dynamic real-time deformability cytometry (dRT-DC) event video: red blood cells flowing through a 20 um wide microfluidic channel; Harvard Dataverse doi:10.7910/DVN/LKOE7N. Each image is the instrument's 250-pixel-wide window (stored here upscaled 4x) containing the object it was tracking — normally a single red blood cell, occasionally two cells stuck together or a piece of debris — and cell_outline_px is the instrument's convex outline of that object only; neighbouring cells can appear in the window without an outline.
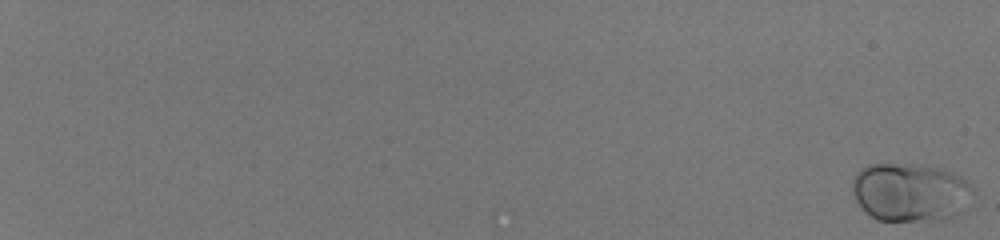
{"species": "human", "species_latin": "Homo sapiens", "temperature_condition": "room temperature", "stored_images_in_passage": 57, "camera_frame_rate_fps": 3000, "um_per_image_px": 0.085, "donor": {"sex": "male"}, "frame": {"image": 1, "passage_image": 1, "time_ms": 0.0, "image_size_px": [1000, 240], "cell_outline_px": [[976, 188], [960, 212], [956, 216], [944, 220], [876, 220], [860, 208], [852, 192], [852, 180], [856, 172], [860, 168], [868, 164], [920, 164], [940, 168], [952, 172], [960, 176]], "centroid_in_image_um": [77.35, 16.33], "position_along_channel_um": 7.6, "area_um2": 41.56}}
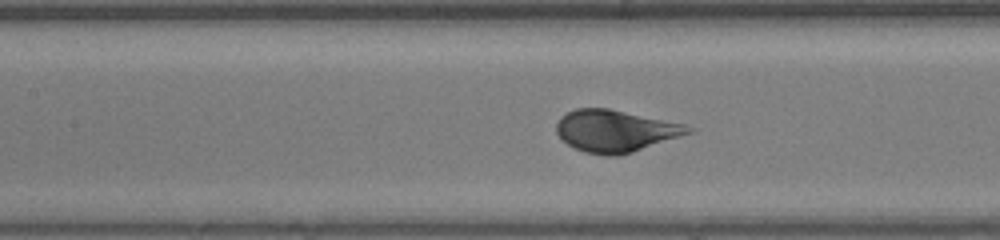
{"frame": {"image": 2, "passage_image": 33, "time_ms": 10.667, "image_size_px": [1000, 240], "cell_outline_px": [[696, 128], [692, 132], [620, 156], [604, 156], [584, 152], [568, 144], [556, 132], [556, 124], [560, 116], [576, 108], [608, 108], [684, 124]], "centroid_in_image_um": [52.29, 11.13], "position_along_channel_um": 155.1, "area_um2": 32.02}}
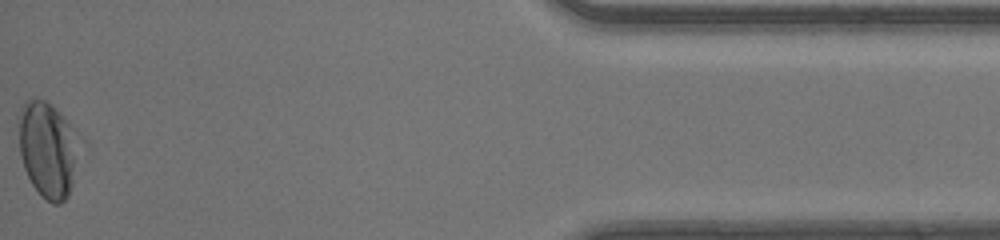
{"frame": {"image": 3, "passage_image": 57, "time_ms": 18.667, "image_size_px": [1000, 240], "cell_outline_px": [[88, 144], [68, 196], [60, 204], [52, 204], [40, 196], [32, 184], [24, 168], [20, 156], [16, 120], [16, 116], [24, 100], [36, 96], [44, 100], [60, 112], [64, 116]], "centroid_in_image_um": [4.15, 12.67], "position_along_channel_um": 431.0, "area_um2": 36.59}, "authors_computed_cell_mechanics": {"area_um2": 32.7148, "velocity_mm_per_s": 4.1485, "shape_relaxation_time_tau1_ms": 4.3439, "shape_relaxation_time_tau2_ms": null, "deformation_change_tau1": 0.1811, "deformation_change_tau2": null}}